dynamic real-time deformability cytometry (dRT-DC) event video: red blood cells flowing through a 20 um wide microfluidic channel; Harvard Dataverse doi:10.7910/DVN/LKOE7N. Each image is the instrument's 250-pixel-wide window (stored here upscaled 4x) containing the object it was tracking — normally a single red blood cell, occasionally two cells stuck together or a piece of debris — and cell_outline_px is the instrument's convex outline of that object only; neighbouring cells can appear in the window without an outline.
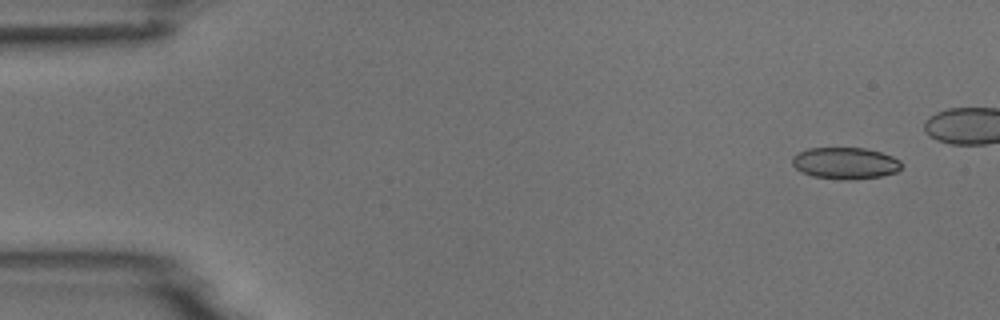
{"species": "common noctule bat (a hibernating species)", "species_latin": "Nyctalus noctula", "temperature_condition": "room temperature", "stored_images_in_passage": 3, "camera_frame_rate_fps": 3000, "um_per_image_px": 0.085, "animal": {"sex": "male", "body_mass_g": 18.8}, "frame": {"image": 1, "passage_image": 1, "time_ms": 0.0, "image_size_px": [1000, 320], "cell_outline_px": [[904, 164], [896, 172], [880, 176], [844, 180], [812, 176], [796, 168], [792, 164], [792, 156], [808, 148], [864, 148], [880, 152], [892, 156], [900, 160]], "centroid_in_image_um": [71.86, 13.86], "position_along_channel_um": 13.1, "area_um2": 20.0}}